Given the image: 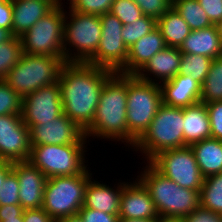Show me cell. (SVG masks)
Listing matches in <instances>:
<instances>
[{
	"label": "cell",
	"mask_w": 222,
	"mask_h": 222,
	"mask_svg": "<svg viewBox=\"0 0 222 222\" xmlns=\"http://www.w3.org/2000/svg\"><path fill=\"white\" fill-rule=\"evenodd\" d=\"M54 7L51 0H12L13 36L21 37Z\"/></svg>",
	"instance_id": "cell-22"
},
{
	"label": "cell",
	"mask_w": 222,
	"mask_h": 222,
	"mask_svg": "<svg viewBox=\"0 0 222 222\" xmlns=\"http://www.w3.org/2000/svg\"><path fill=\"white\" fill-rule=\"evenodd\" d=\"M172 6L189 25L191 31L213 25L198 0H173Z\"/></svg>",
	"instance_id": "cell-27"
},
{
	"label": "cell",
	"mask_w": 222,
	"mask_h": 222,
	"mask_svg": "<svg viewBox=\"0 0 222 222\" xmlns=\"http://www.w3.org/2000/svg\"><path fill=\"white\" fill-rule=\"evenodd\" d=\"M142 163L144 166L134 178L147 189L159 216L185 217L200 206L199 191L181 187L163 176L149 162Z\"/></svg>",
	"instance_id": "cell-3"
},
{
	"label": "cell",
	"mask_w": 222,
	"mask_h": 222,
	"mask_svg": "<svg viewBox=\"0 0 222 222\" xmlns=\"http://www.w3.org/2000/svg\"><path fill=\"white\" fill-rule=\"evenodd\" d=\"M183 218L184 222H222V214L215 213L201 206Z\"/></svg>",
	"instance_id": "cell-39"
},
{
	"label": "cell",
	"mask_w": 222,
	"mask_h": 222,
	"mask_svg": "<svg viewBox=\"0 0 222 222\" xmlns=\"http://www.w3.org/2000/svg\"><path fill=\"white\" fill-rule=\"evenodd\" d=\"M163 104L160 84L127 75L126 119L129 131V150L151 124Z\"/></svg>",
	"instance_id": "cell-5"
},
{
	"label": "cell",
	"mask_w": 222,
	"mask_h": 222,
	"mask_svg": "<svg viewBox=\"0 0 222 222\" xmlns=\"http://www.w3.org/2000/svg\"><path fill=\"white\" fill-rule=\"evenodd\" d=\"M205 104L210 119L211 138L222 141V101Z\"/></svg>",
	"instance_id": "cell-38"
},
{
	"label": "cell",
	"mask_w": 222,
	"mask_h": 222,
	"mask_svg": "<svg viewBox=\"0 0 222 222\" xmlns=\"http://www.w3.org/2000/svg\"><path fill=\"white\" fill-rule=\"evenodd\" d=\"M184 147L183 108L162 104L151 124L131 148L149 162L158 153L167 149ZM143 158V159H142Z\"/></svg>",
	"instance_id": "cell-4"
},
{
	"label": "cell",
	"mask_w": 222,
	"mask_h": 222,
	"mask_svg": "<svg viewBox=\"0 0 222 222\" xmlns=\"http://www.w3.org/2000/svg\"><path fill=\"white\" fill-rule=\"evenodd\" d=\"M113 73L81 62H66L60 72L63 113L84 132L93 122L100 93Z\"/></svg>",
	"instance_id": "cell-1"
},
{
	"label": "cell",
	"mask_w": 222,
	"mask_h": 222,
	"mask_svg": "<svg viewBox=\"0 0 222 222\" xmlns=\"http://www.w3.org/2000/svg\"><path fill=\"white\" fill-rule=\"evenodd\" d=\"M213 59L203 55L182 53L178 74L190 75L201 85L206 79Z\"/></svg>",
	"instance_id": "cell-30"
},
{
	"label": "cell",
	"mask_w": 222,
	"mask_h": 222,
	"mask_svg": "<svg viewBox=\"0 0 222 222\" xmlns=\"http://www.w3.org/2000/svg\"><path fill=\"white\" fill-rule=\"evenodd\" d=\"M19 183L16 174L11 171L4 180L0 191V205L20 204Z\"/></svg>",
	"instance_id": "cell-36"
},
{
	"label": "cell",
	"mask_w": 222,
	"mask_h": 222,
	"mask_svg": "<svg viewBox=\"0 0 222 222\" xmlns=\"http://www.w3.org/2000/svg\"><path fill=\"white\" fill-rule=\"evenodd\" d=\"M31 146L89 144L84 131L64 113L47 123L33 125L29 128Z\"/></svg>",
	"instance_id": "cell-15"
},
{
	"label": "cell",
	"mask_w": 222,
	"mask_h": 222,
	"mask_svg": "<svg viewBox=\"0 0 222 222\" xmlns=\"http://www.w3.org/2000/svg\"><path fill=\"white\" fill-rule=\"evenodd\" d=\"M181 59L179 48L166 46L156 53L136 76L143 81L161 84L178 74Z\"/></svg>",
	"instance_id": "cell-19"
},
{
	"label": "cell",
	"mask_w": 222,
	"mask_h": 222,
	"mask_svg": "<svg viewBox=\"0 0 222 222\" xmlns=\"http://www.w3.org/2000/svg\"><path fill=\"white\" fill-rule=\"evenodd\" d=\"M102 36L96 54L88 64L119 72L128 57V48L123 42L122 22L110 12L100 15Z\"/></svg>",
	"instance_id": "cell-12"
},
{
	"label": "cell",
	"mask_w": 222,
	"mask_h": 222,
	"mask_svg": "<svg viewBox=\"0 0 222 222\" xmlns=\"http://www.w3.org/2000/svg\"><path fill=\"white\" fill-rule=\"evenodd\" d=\"M12 171L18 178L20 205L24 210L41 208L47 177L29 161L13 162Z\"/></svg>",
	"instance_id": "cell-16"
},
{
	"label": "cell",
	"mask_w": 222,
	"mask_h": 222,
	"mask_svg": "<svg viewBox=\"0 0 222 222\" xmlns=\"http://www.w3.org/2000/svg\"><path fill=\"white\" fill-rule=\"evenodd\" d=\"M142 10L143 15L158 20L173 5V0H133Z\"/></svg>",
	"instance_id": "cell-37"
},
{
	"label": "cell",
	"mask_w": 222,
	"mask_h": 222,
	"mask_svg": "<svg viewBox=\"0 0 222 222\" xmlns=\"http://www.w3.org/2000/svg\"><path fill=\"white\" fill-rule=\"evenodd\" d=\"M12 171V162L0 160V191L5 177Z\"/></svg>",
	"instance_id": "cell-45"
},
{
	"label": "cell",
	"mask_w": 222,
	"mask_h": 222,
	"mask_svg": "<svg viewBox=\"0 0 222 222\" xmlns=\"http://www.w3.org/2000/svg\"><path fill=\"white\" fill-rule=\"evenodd\" d=\"M57 222H84L83 218L79 214L70 215L59 219Z\"/></svg>",
	"instance_id": "cell-48"
},
{
	"label": "cell",
	"mask_w": 222,
	"mask_h": 222,
	"mask_svg": "<svg viewBox=\"0 0 222 222\" xmlns=\"http://www.w3.org/2000/svg\"><path fill=\"white\" fill-rule=\"evenodd\" d=\"M132 180L123 187L118 212L119 218L157 219L159 215L147 189L137 178Z\"/></svg>",
	"instance_id": "cell-17"
},
{
	"label": "cell",
	"mask_w": 222,
	"mask_h": 222,
	"mask_svg": "<svg viewBox=\"0 0 222 222\" xmlns=\"http://www.w3.org/2000/svg\"><path fill=\"white\" fill-rule=\"evenodd\" d=\"M97 180L95 175V179L93 177L88 181L82 208H91L104 213L118 215L121 193L128 179L127 181L119 179V182L116 181V184H113L114 186H109L107 183Z\"/></svg>",
	"instance_id": "cell-18"
},
{
	"label": "cell",
	"mask_w": 222,
	"mask_h": 222,
	"mask_svg": "<svg viewBox=\"0 0 222 222\" xmlns=\"http://www.w3.org/2000/svg\"><path fill=\"white\" fill-rule=\"evenodd\" d=\"M13 8L12 0H0V28L12 32Z\"/></svg>",
	"instance_id": "cell-42"
},
{
	"label": "cell",
	"mask_w": 222,
	"mask_h": 222,
	"mask_svg": "<svg viewBox=\"0 0 222 222\" xmlns=\"http://www.w3.org/2000/svg\"><path fill=\"white\" fill-rule=\"evenodd\" d=\"M65 8L64 59L87 63L96 54L102 36L100 16L71 10L68 5Z\"/></svg>",
	"instance_id": "cell-6"
},
{
	"label": "cell",
	"mask_w": 222,
	"mask_h": 222,
	"mask_svg": "<svg viewBox=\"0 0 222 222\" xmlns=\"http://www.w3.org/2000/svg\"><path fill=\"white\" fill-rule=\"evenodd\" d=\"M87 144L32 146L29 162L47 178L83 173L89 166Z\"/></svg>",
	"instance_id": "cell-9"
},
{
	"label": "cell",
	"mask_w": 222,
	"mask_h": 222,
	"mask_svg": "<svg viewBox=\"0 0 222 222\" xmlns=\"http://www.w3.org/2000/svg\"><path fill=\"white\" fill-rule=\"evenodd\" d=\"M209 20L218 24L222 20V0H198Z\"/></svg>",
	"instance_id": "cell-41"
},
{
	"label": "cell",
	"mask_w": 222,
	"mask_h": 222,
	"mask_svg": "<svg viewBox=\"0 0 222 222\" xmlns=\"http://www.w3.org/2000/svg\"><path fill=\"white\" fill-rule=\"evenodd\" d=\"M157 28L160 30L168 47L180 48L191 32L189 25L173 6L157 20Z\"/></svg>",
	"instance_id": "cell-26"
},
{
	"label": "cell",
	"mask_w": 222,
	"mask_h": 222,
	"mask_svg": "<svg viewBox=\"0 0 222 222\" xmlns=\"http://www.w3.org/2000/svg\"><path fill=\"white\" fill-rule=\"evenodd\" d=\"M28 126L20 114L0 116V160L9 162L28 161L31 154Z\"/></svg>",
	"instance_id": "cell-14"
},
{
	"label": "cell",
	"mask_w": 222,
	"mask_h": 222,
	"mask_svg": "<svg viewBox=\"0 0 222 222\" xmlns=\"http://www.w3.org/2000/svg\"><path fill=\"white\" fill-rule=\"evenodd\" d=\"M24 222H56L42 207L23 211Z\"/></svg>",
	"instance_id": "cell-43"
},
{
	"label": "cell",
	"mask_w": 222,
	"mask_h": 222,
	"mask_svg": "<svg viewBox=\"0 0 222 222\" xmlns=\"http://www.w3.org/2000/svg\"><path fill=\"white\" fill-rule=\"evenodd\" d=\"M84 222H119V216L91 208H81L78 213Z\"/></svg>",
	"instance_id": "cell-40"
},
{
	"label": "cell",
	"mask_w": 222,
	"mask_h": 222,
	"mask_svg": "<svg viewBox=\"0 0 222 222\" xmlns=\"http://www.w3.org/2000/svg\"><path fill=\"white\" fill-rule=\"evenodd\" d=\"M194 151L196 162L204 178L222 173V141L204 139L190 146Z\"/></svg>",
	"instance_id": "cell-25"
},
{
	"label": "cell",
	"mask_w": 222,
	"mask_h": 222,
	"mask_svg": "<svg viewBox=\"0 0 222 222\" xmlns=\"http://www.w3.org/2000/svg\"><path fill=\"white\" fill-rule=\"evenodd\" d=\"M89 168L88 166L83 173L77 175L47 178L42 208L56 222L78 214L83 207L86 185L95 175Z\"/></svg>",
	"instance_id": "cell-8"
},
{
	"label": "cell",
	"mask_w": 222,
	"mask_h": 222,
	"mask_svg": "<svg viewBox=\"0 0 222 222\" xmlns=\"http://www.w3.org/2000/svg\"><path fill=\"white\" fill-rule=\"evenodd\" d=\"M64 8L55 6L20 37L23 53L64 57Z\"/></svg>",
	"instance_id": "cell-10"
},
{
	"label": "cell",
	"mask_w": 222,
	"mask_h": 222,
	"mask_svg": "<svg viewBox=\"0 0 222 222\" xmlns=\"http://www.w3.org/2000/svg\"><path fill=\"white\" fill-rule=\"evenodd\" d=\"M63 1V2H62ZM67 2H65V0H51V2L55 5V6H66L65 4H68L70 5V3L73 1V0H66Z\"/></svg>",
	"instance_id": "cell-51"
},
{
	"label": "cell",
	"mask_w": 222,
	"mask_h": 222,
	"mask_svg": "<svg viewBox=\"0 0 222 222\" xmlns=\"http://www.w3.org/2000/svg\"><path fill=\"white\" fill-rule=\"evenodd\" d=\"M65 63L64 57L23 53L20 61L9 71L4 81L12 90L24 97L43 86L58 83Z\"/></svg>",
	"instance_id": "cell-7"
},
{
	"label": "cell",
	"mask_w": 222,
	"mask_h": 222,
	"mask_svg": "<svg viewBox=\"0 0 222 222\" xmlns=\"http://www.w3.org/2000/svg\"><path fill=\"white\" fill-rule=\"evenodd\" d=\"M7 114H22V97L0 80V116Z\"/></svg>",
	"instance_id": "cell-33"
},
{
	"label": "cell",
	"mask_w": 222,
	"mask_h": 222,
	"mask_svg": "<svg viewBox=\"0 0 222 222\" xmlns=\"http://www.w3.org/2000/svg\"><path fill=\"white\" fill-rule=\"evenodd\" d=\"M222 101V56L213 59L210 70L201 86V102Z\"/></svg>",
	"instance_id": "cell-29"
},
{
	"label": "cell",
	"mask_w": 222,
	"mask_h": 222,
	"mask_svg": "<svg viewBox=\"0 0 222 222\" xmlns=\"http://www.w3.org/2000/svg\"><path fill=\"white\" fill-rule=\"evenodd\" d=\"M217 27L222 40V20L217 24Z\"/></svg>",
	"instance_id": "cell-52"
},
{
	"label": "cell",
	"mask_w": 222,
	"mask_h": 222,
	"mask_svg": "<svg viewBox=\"0 0 222 222\" xmlns=\"http://www.w3.org/2000/svg\"><path fill=\"white\" fill-rule=\"evenodd\" d=\"M13 34L10 30L0 28V44L10 40Z\"/></svg>",
	"instance_id": "cell-47"
},
{
	"label": "cell",
	"mask_w": 222,
	"mask_h": 222,
	"mask_svg": "<svg viewBox=\"0 0 222 222\" xmlns=\"http://www.w3.org/2000/svg\"><path fill=\"white\" fill-rule=\"evenodd\" d=\"M181 53L203 55L215 59L222 56V40L217 24L193 30L180 46Z\"/></svg>",
	"instance_id": "cell-23"
},
{
	"label": "cell",
	"mask_w": 222,
	"mask_h": 222,
	"mask_svg": "<svg viewBox=\"0 0 222 222\" xmlns=\"http://www.w3.org/2000/svg\"><path fill=\"white\" fill-rule=\"evenodd\" d=\"M165 47L164 38L156 27L128 49L126 65L118 73L136 75L156 53Z\"/></svg>",
	"instance_id": "cell-21"
},
{
	"label": "cell",
	"mask_w": 222,
	"mask_h": 222,
	"mask_svg": "<svg viewBox=\"0 0 222 222\" xmlns=\"http://www.w3.org/2000/svg\"><path fill=\"white\" fill-rule=\"evenodd\" d=\"M157 222H184L183 217L159 216Z\"/></svg>",
	"instance_id": "cell-46"
},
{
	"label": "cell",
	"mask_w": 222,
	"mask_h": 222,
	"mask_svg": "<svg viewBox=\"0 0 222 222\" xmlns=\"http://www.w3.org/2000/svg\"><path fill=\"white\" fill-rule=\"evenodd\" d=\"M201 84L190 75L177 74L160 84L163 104L185 108L201 102Z\"/></svg>",
	"instance_id": "cell-20"
},
{
	"label": "cell",
	"mask_w": 222,
	"mask_h": 222,
	"mask_svg": "<svg viewBox=\"0 0 222 222\" xmlns=\"http://www.w3.org/2000/svg\"><path fill=\"white\" fill-rule=\"evenodd\" d=\"M149 163L181 187L201 191L204 177L190 146L164 150L154 156Z\"/></svg>",
	"instance_id": "cell-11"
},
{
	"label": "cell",
	"mask_w": 222,
	"mask_h": 222,
	"mask_svg": "<svg viewBox=\"0 0 222 222\" xmlns=\"http://www.w3.org/2000/svg\"><path fill=\"white\" fill-rule=\"evenodd\" d=\"M119 222H157V219H127L119 218Z\"/></svg>",
	"instance_id": "cell-50"
},
{
	"label": "cell",
	"mask_w": 222,
	"mask_h": 222,
	"mask_svg": "<svg viewBox=\"0 0 222 222\" xmlns=\"http://www.w3.org/2000/svg\"><path fill=\"white\" fill-rule=\"evenodd\" d=\"M157 27V20L150 16L143 15L131 24H126L122 28L123 42L129 49L140 38L144 37Z\"/></svg>",
	"instance_id": "cell-32"
},
{
	"label": "cell",
	"mask_w": 222,
	"mask_h": 222,
	"mask_svg": "<svg viewBox=\"0 0 222 222\" xmlns=\"http://www.w3.org/2000/svg\"><path fill=\"white\" fill-rule=\"evenodd\" d=\"M23 211L20 204L0 205V217L23 216Z\"/></svg>",
	"instance_id": "cell-44"
},
{
	"label": "cell",
	"mask_w": 222,
	"mask_h": 222,
	"mask_svg": "<svg viewBox=\"0 0 222 222\" xmlns=\"http://www.w3.org/2000/svg\"><path fill=\"white\" fill-rule=\"evenodd\" d=\"M184 147L211 138L210 119L206 104L199 102L183 108Z\"/></svg>",
	"instance_id": "cell-24"
},
{
	"label": "cell",
	"mask_w": 222,
	"mask_h": 222,
	"mask_svg": "<svg viewBox=\"0 0 222 222\" xmlns=\"http://www.w3.org/2000/svg\"><path fill=\"white\" fill-rule=\"evenodd\" d=\"M63 114L59 83L49 84L22 97V120L30 128Z\"/></svg>",
	"instance_id": "cell-13"
},
{
	"label": "cell",
	"mask_w": 222,
	"mask_h": 222,
	"mask_svg": "<svg viewBox=\"0 0 222 222\" xmlns=\"http://www.w3.org/2000/svg\"><path fill=\"white\" fill-rule=\"evenodd\" d=\"M200 206L222 214V173L204 178L200 191Z\"/></svg>",
	"instance_id": "cell-28"
},
{
	"label": "cell",
	"mask_w": 222,
	"mask_h": 222,
	"mask_svg": "<svg viewBox=\"0 0 222 222\" xmlns=\"http://www.w3.org/2000/svg\"><path fill=\"white\" fill-rule=\"evenodd\" d=\"M109 12L123 25L131 24L143 16L142 10L133 0H114Z\"/></svg>",
	"instance_id": "cell-34"
},
{
	"label": "cell",
	"mask_w": 222,
	"mask_h": 222,
	"mask_svg": "<svg viewBox=\"0 0 222 222\" xmlns=\"http://www.w3.org/2000/svg\"><path fill=\"white\" fill-rule=\"evenodd\" d=\"M23 54L20 37L13 36L10 40L0 44V80L20 61Z\"/></svg>",
	"instance_id": "cell-31"
},
{
	"label": "cell",
	"mask_w": 222,
	"mask_h": 222,
	"mask_svg": "<svg viewBox=\"0 0 222 222\" xmlns=\"http://www.w3.org/2000/svg\"><path fill=\"white\" fill-rule=\"evenodd\" d=\"M114 0H73L68 6L71 10L92 15H102L110 11Z\"/></svg>",
	"instance_id": "cell-35"
},
{
	"label": "cell",
	"mask_w": 222,
	"mask_h": 222,
	"mask_svg": "<svg viewBox=\"0 0 222 222\" xmlns=\"http://www.w3.org/2000/svg\"><path fill=\"white\" fill-rule=\"evenodd\" d=\"M0 222H24L23 216L0 217Z\"/></svg>",
	"instance_id": "cell-49"
},
{
	"label": "cell",
	"mask_w": 222,
	"mask_h": 222,
	"mask_svg": "<svg viewBox=\"0 0 222 222\" xmlns=\"http://www.w3.org/2000/svg\"><path fill=\"white\" fill-rule=\"evenodd\" d=\"M127 75L113 73L105 82L91 126L84 132L91 141L105 140L121 142L129 149V131L126 119ZM91 137V138H89Z\"/></svg>",
	"instance_id": "cell-2"
}]
</instances>
